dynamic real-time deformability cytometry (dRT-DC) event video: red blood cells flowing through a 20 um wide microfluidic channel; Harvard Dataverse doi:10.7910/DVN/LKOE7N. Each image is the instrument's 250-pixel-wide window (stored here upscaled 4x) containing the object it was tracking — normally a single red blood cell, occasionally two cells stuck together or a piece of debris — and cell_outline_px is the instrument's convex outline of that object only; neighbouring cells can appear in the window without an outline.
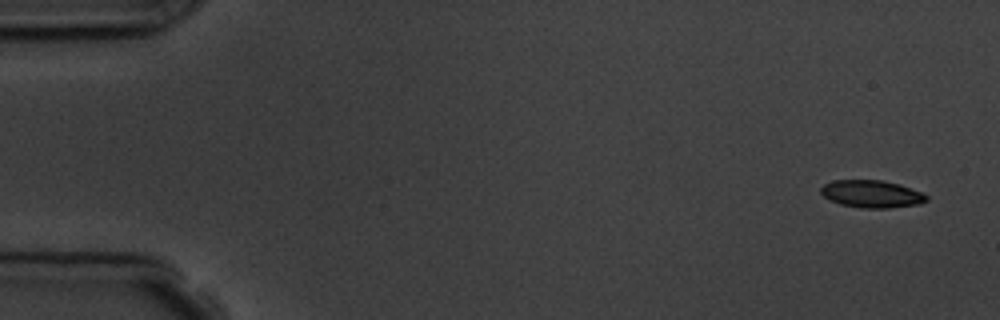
{"species": "common noctule bat (a hibernating species)", "species_latin": "Nyctalus noctula", "temperature_condition": "room temperature", "stored_images_in_passage": 5, "camera_frame_rate_fps": 3000, "um_per_image_px": 0.085, "animal": {"sex": "male", "body_mass_g": 19.5, "forearm_length_mm": 54.6}, "frame": {"image": 1, "passage_image": 1, "time_ms": 0.0, "image_size_px": [1000, 320], "cell_outline_px": [[928, 200], [920, 204], [888, 208], [860, 208], [840, 204], [828, 200], [820, 192], [820, 188], [824, 184], [832, 180], [880, 180], [900, 184], [920, 192], [928, 196]], "centroid_in_image_um": [74.06, 16.49], "position_along_channel_um": 10.9, "area_um2": 16.99}}
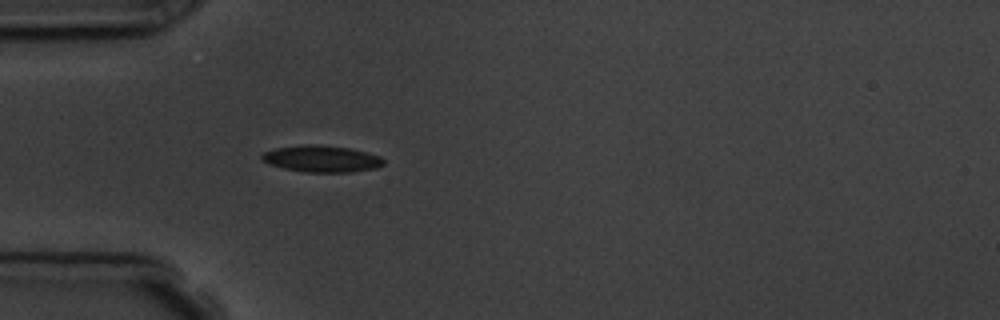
{"frame": {"image": 2, "passage_image": 5, "time_ms": 4.667, "image_size_px": [1000, 320], "cell_outline_px": [[384, 164], [376, 168], [352, 172], [304, 172], [284, 168], [268, 164], [260, 156], [264, 152], [276, 148], [308, 144], [320, 144], [348, 148], [380, 156], [384, 160]], "centroid_in_image_um": [27.34, 13.5], "position_along_channel_um": 57.7, "area_um2": 18.79}}